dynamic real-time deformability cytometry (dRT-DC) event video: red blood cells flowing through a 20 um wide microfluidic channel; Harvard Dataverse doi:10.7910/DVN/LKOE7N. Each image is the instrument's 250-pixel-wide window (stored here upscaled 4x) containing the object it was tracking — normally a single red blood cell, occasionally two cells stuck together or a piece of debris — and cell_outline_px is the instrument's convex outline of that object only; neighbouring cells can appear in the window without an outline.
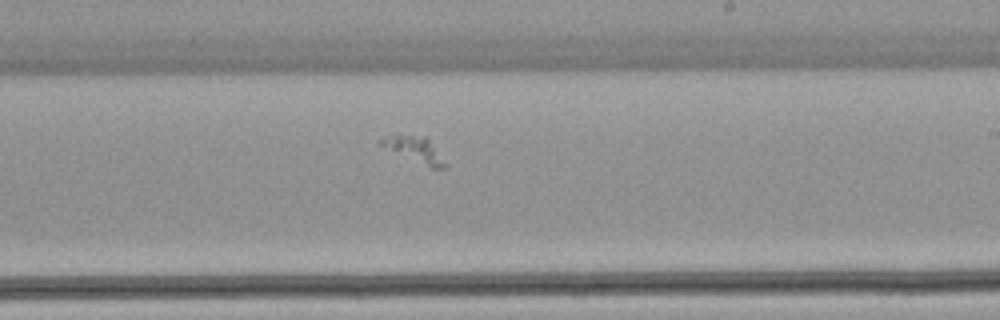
{"species": "common noctule bat (a hibernating species)", "species_latin": "Nyctalus noctula", "temperature_condition": "warm", "stored_images_in_passage": 21, "camera_frame_rate_fps": 3000, "um_per_image_px": 0.085, "animal": {"sex": "female", "body_mass_g": 22.7, "forearm_length_mm": 54.2}, "frame": {"image": 1, "passage_image": 15, "time_ms": 4.667, "image_size_px": [1000, 320], "cell_outline_px": [[448, 164], [444, 168], [432, 168], [376, 144], [376, 140], [396, 132], [428, 136]], "centroid_in_image_um": [35.21, 12.63], "position_along_channel_um": 253.8, "area_um2": 10.17}}